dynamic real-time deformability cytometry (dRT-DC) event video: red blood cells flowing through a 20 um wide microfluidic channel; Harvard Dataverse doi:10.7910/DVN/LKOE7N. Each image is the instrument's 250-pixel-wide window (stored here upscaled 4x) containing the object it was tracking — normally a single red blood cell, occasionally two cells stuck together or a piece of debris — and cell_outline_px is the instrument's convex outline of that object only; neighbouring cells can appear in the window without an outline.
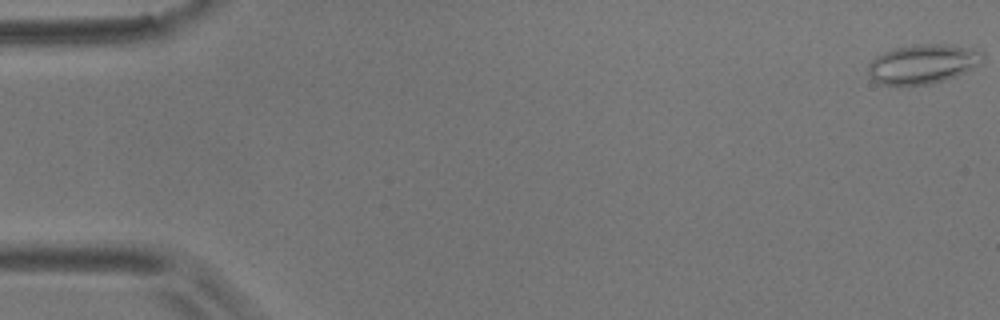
{"species": "common noctule bat (a hibernating species)", "species_latin": "Nyctalus noctula", "temperature_condition": "room temperature", "stored_images_in_passage": 5, "camera_frame_rate_fps": 3000, "um_per_image_px": 0.085, "animal": {"sex": "male", "body_mass_g": 17.9}, "frame": {"image": 1, "passage_image": 1, "time_ms": 0.0, "image_size_px": [1000, 320], "cell_outline_px": [[984, 60], [980, 64], [956, 76], [944, 80], [928, 84], [880, 84], [872, 80], [868, 72], [868, 64], [876, 56], [884, 52], [896, 48], [916, 44], [952, 44], [980, 48], [984, 56]], "centroid_in_image_um": [78.49, 5.41], "position_along_channel_um": 6.5, "area_um2": 26.41}}